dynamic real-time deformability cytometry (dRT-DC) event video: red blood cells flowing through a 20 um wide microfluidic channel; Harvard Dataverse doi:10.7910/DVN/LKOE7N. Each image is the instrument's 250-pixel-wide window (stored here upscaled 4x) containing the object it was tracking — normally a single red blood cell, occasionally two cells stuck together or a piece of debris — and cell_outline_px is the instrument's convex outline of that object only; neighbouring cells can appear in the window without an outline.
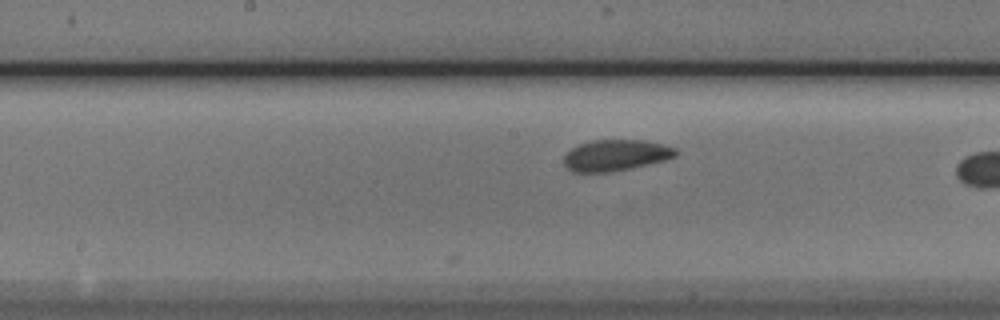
{"species": "Egyptian fruit bat (a non-hibernating species)", "species_latin": "Rousettus aegyptiacus", "temperature_condition": "cold", "stored_images_in_passage": 11, "camera_frame_rate_fps": 3000, "um_per_image_px": 0.085, "animal": {"sex": "male"}, "frame": {"image": 1, "passage_image": 10, "time_ms": 3.0, "image_size_px": [1000, 320], "cell_outline_px": [[680, 152], [676, 156], [664, 160], [612, 172], [572, 172], [564, 164], [564, 156], [572, 148], [580, 144], [592, 140], [644, 140], [676, 148]], "centroid_in_image_um": [52.34, 13.2], "position_along_channel_um": 195.9, "area_um2": 20.17}}